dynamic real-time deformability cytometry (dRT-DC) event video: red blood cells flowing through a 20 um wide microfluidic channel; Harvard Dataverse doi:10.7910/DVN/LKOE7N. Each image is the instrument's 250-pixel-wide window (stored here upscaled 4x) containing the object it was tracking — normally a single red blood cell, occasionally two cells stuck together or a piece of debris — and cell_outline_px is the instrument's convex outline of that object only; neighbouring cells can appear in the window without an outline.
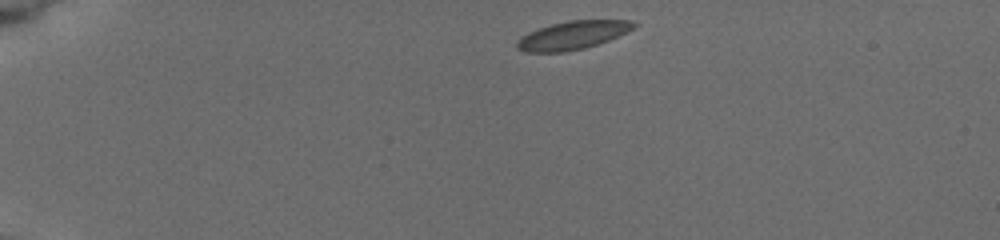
{"species": "common noctule bat (a hibernating species)", "species_latin": "Nyctalus noctula", "temperature_condition": "cold", "stored_images_in_passage": 6, "camera_frame_rate_fps": 3000, "um_per_image_px": 0.085, "animal": {"sex": "female", "body_mass_g": 19.5, "forearm_length_mm": 54.1}, "frame": {"image": 1, "passage_image": 1, "time_ms": 0.0, "image_size_px": [1000, 240], "cell_outline_px": [[636, 24], [632, 28], [608, 40], [584, 48], [560, 52], [524, 52], [516, 48], [516, 44], [528, 32], [552, 24], [568, 20], [632, 20]], "centroid_in_image_um": [48.64, 2.99], "position_along_channel_um": 36.4, "area_um2": 18.79}}
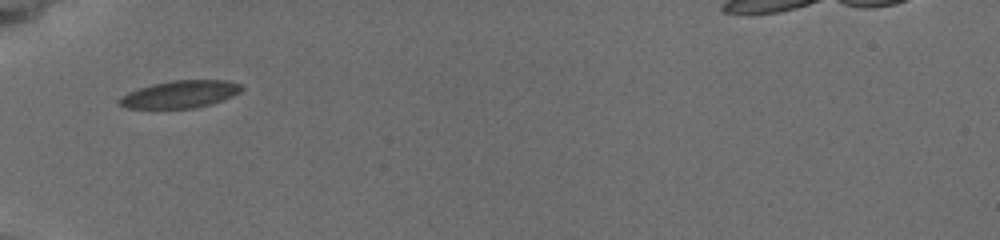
{"frame": {"image": 2, "passage_image": 4, "time_ms": 2.667, "image_size_px": [1000, 240], "cell_outline_px": [[244, 88], [240, 92], [232, 96], [208, 104], [192, 108], [128, 108], [120, 104], [116, 100], [120, 96], [128, 92], [152, 84], [172, 80], [228, 80], [240, 84]], "centroid_in_image_um": [15.29, 8.0], "position_along_channel_um": 69.7, "area_um2": 19.31}}
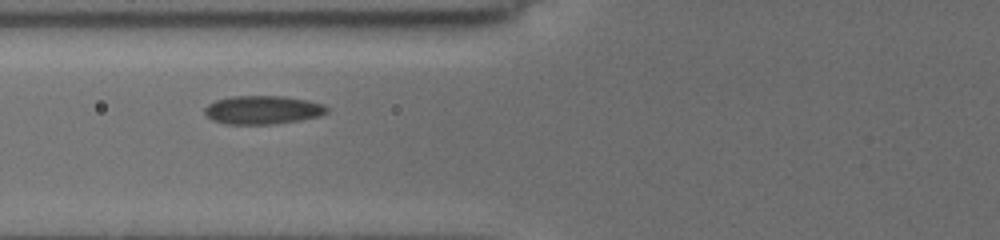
{"frame": {"image": 3, "passage_image": 5, "time_ms": 3.667, "image_size_px": [1000, 240], "cell_outline_px": [[328, 112], [320, 116], [300, 120], [272, 124], [224, 124], [212, 120], [204, 112], [204, 108], [208, 104], [216, 100], [232, 96], [284, 96], [308, 100], [324, 104], [328, 108]], "centroid_in_image_um": [22.34, 9.34], "position_along_channel_um": 103.5, "area_um2": 20.4}}